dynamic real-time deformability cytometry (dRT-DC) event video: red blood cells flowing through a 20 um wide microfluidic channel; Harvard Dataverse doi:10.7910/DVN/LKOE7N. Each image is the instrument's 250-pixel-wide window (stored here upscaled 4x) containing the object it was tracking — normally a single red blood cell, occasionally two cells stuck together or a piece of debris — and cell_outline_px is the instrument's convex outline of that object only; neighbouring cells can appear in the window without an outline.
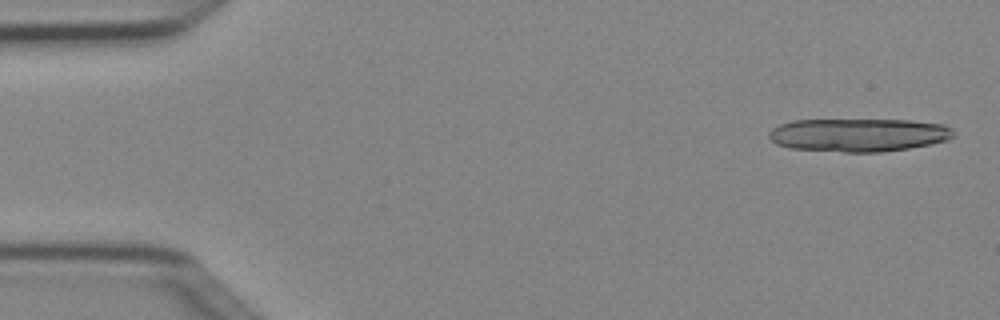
{"species": "Egyptian fruit bat (a non-hibernating species)", "species_latin": "Rousettus aegyptiacus", "temperature_condition": "cold", "stored_images_in_passage": 4, "camera_frame_rate_fps": 3000, "um_per_image_px": 0.085, "animal": {"sex": "female"}, "frame": {"image": 1, "passage_image": 1, "time_ms": 0.0, "image_size_px": [1000, 320], "cell_outline_px": [[956, 136], [948, 140], [932, 144], [908, 148], [880, 152], [844, 152], [788, 148], [776, 144], [768, 136], [768, 132], [772, 128], [780, 124], [792, 120], [908, 120], [944, 124], [952, 128], [956, 132]], "centroid_in_image_um": [73.0, 11.47], "position_along_channel_um": 12.0, "area_um2": 36.07}}
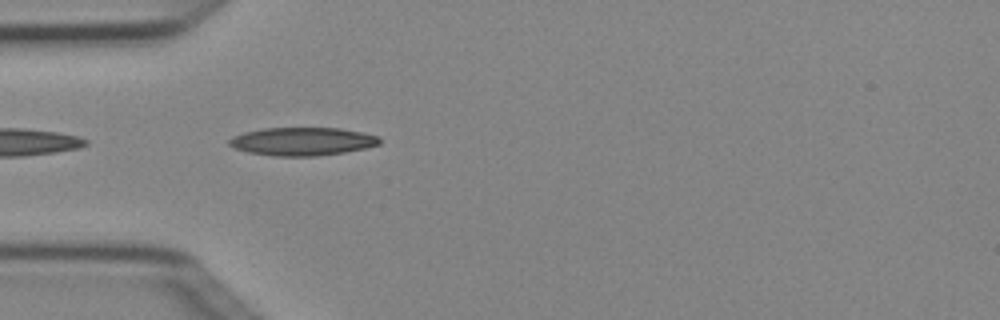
{"frame": {"image": 2, "passage_image": 4, "time_ms": 1.0, "image_size_px": [1000, 320], "cell_outline_px": [[380, 144], [364, 148], [344, 152], [316, 156], [276, 156], [248, 152], [232, 148], [228, 144], [228, 140], [232, 136], [244, 132], [264, 128], [340, 128], [380, 136]], "centroid_in_image_um": [25.66, 12.02], "position_along_channel_um": 59.3, "area_um2": 24.68}}